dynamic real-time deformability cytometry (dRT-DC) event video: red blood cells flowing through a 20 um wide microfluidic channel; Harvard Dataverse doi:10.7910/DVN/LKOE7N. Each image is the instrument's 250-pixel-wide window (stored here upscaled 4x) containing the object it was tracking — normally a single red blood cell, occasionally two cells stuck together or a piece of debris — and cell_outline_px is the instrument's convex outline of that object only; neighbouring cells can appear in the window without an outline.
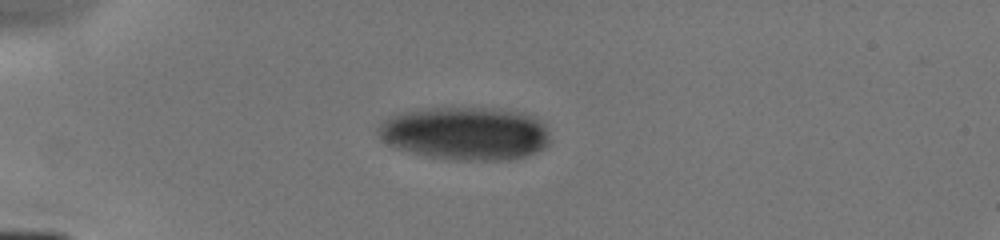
{"species": "human", "species_latin": "Homo sapiens", "temperature_condition": "cold", "stored_images_in_passage": 8, "camera_frame_rate_fps": 3000, "um_per_image_px": 0.085, "donor": {"sex": "male"}, "frame": {"image": 1, "passage_image": 4, "time_ms": 2.667, "image_size_px": [1000, 240], "cell_outline_px": [[552, 140], [544, 148], [536, 152], [524, 156], [508, 160], [460, 160], [428, 156], [396, 148], [380, 140], [376, 132], [376, 128], [388, 116], [428, 108], [500, 108], [520, 112], [536, 116], [544, 120], [548, 128]], "centroid_in_image_um": [39.62, 11.33], "position_along_channel_um": 45.4, "area_um2": 53.87}}
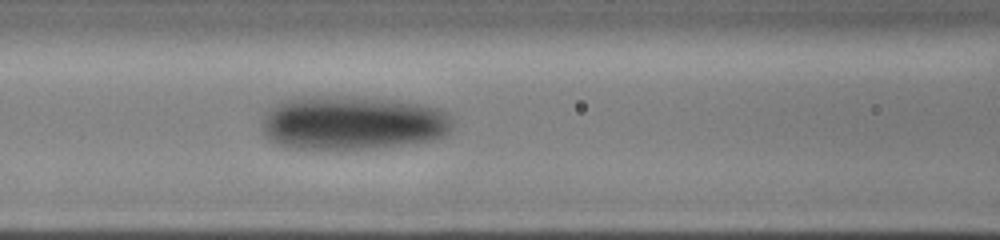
{"frame": {"image": 2, "passage_image": 8, "time_ms": 5.667, "image_size_px": [1000, 240], "cell_outline_px": [[452, 128], [444, 136], [428, 140], [376, 148], [292, 148], [268, 140], [260, 124], [264, 112], [268, 108], [280, 100], [292, 96], [356, 96], [396, 100], [420, 104], [436, 108], [448, 112], [452, 120]], "centroid_in_image_um": [29.88, 10.4], "position_along_channel_um": 136.7, "area_um2": 60.46}}